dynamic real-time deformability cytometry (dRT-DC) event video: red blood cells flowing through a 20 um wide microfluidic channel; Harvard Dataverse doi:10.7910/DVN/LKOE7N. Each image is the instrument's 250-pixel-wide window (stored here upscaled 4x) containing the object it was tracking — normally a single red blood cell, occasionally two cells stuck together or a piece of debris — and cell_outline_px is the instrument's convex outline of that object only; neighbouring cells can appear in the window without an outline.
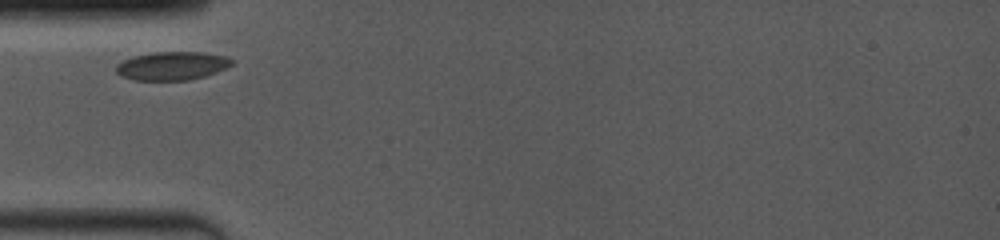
{"species": "common noctule bat (a hibernating species)", "species_latin": "Nyctalus noctula", "temperature_condition": "room temperature", "stored_images_in_passage": 2, "camera_frame_rate_fps": 4000, "um_per_image_px": 0.085, "animal": {"sex": "female", "body_mass_g": 19.0, "forearm_length_mm": 53.3}, "frame": {"image": 1, "passage_image": 1, "time_ms": 0.0, "image_size_px": [1000, 240], "cell_outline_px": [[236, 60], [232, 64], [216, 72], [204, 76], [188, 80], [132, 80], [120, 76], [116, 72], [116, 64], [124, 60], [136, 56], [156, 52], [204, 52], [224, 56]], "centroid_in_image_um": [14.62, 5.6], "position_along_channel_um": 70.4, "area_um2": 19.07}}